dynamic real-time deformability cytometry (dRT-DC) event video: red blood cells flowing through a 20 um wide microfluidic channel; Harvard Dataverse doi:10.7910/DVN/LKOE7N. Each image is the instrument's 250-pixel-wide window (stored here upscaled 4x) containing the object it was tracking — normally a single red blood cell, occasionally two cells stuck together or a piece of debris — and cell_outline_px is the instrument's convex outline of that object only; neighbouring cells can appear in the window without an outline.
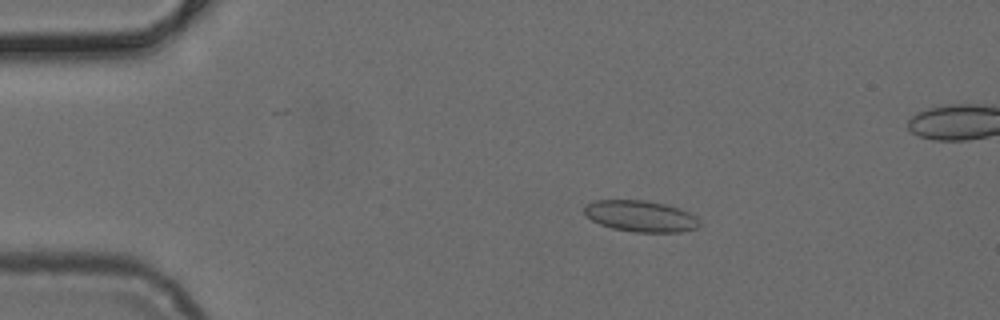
{"species": "common noctule bat (a hibernating species)", "species_latin": "Nyctalus noctula", "temperature_condition": "cold", "stored_images_in_passage": 52, "camera_frame_rate_fps": 3000, "um_per_image_px": 0.085, "animal": {"sex": "female", "body_mass_g": 24.6, "forearm_length_mm": 56.2}, "frame": {"image": 1, "passage_image": 10, "time_ms": 3.0, "image_size_px": [1000, 320], "cell_outline_px": [[700, 224], [696, 228], [680, 232], [632, 232], [612, 228], [600, 224], [592, 220], [584, 212], [584, 208], [588, 204], [596, 200], [644, 200], [664, 204], [688, 212], [696, 216]], "centroid_in_image_um": [54.45, 18.38], "position_along_channel_um": 30.6, "area_um2": 20.75}}
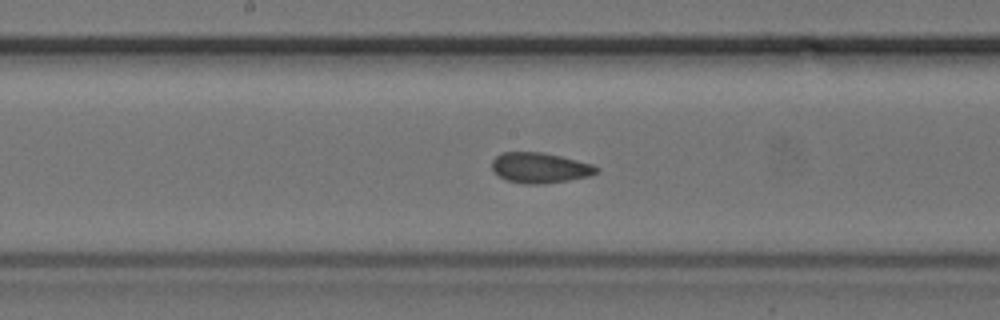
{"frame": {"image": 2, "passage_image": 27, "time_ms": 8.667, "image_size_px": [1000, 320], "cell_outline_px": [[600, 172], [588, 176], [568, 180], [544, 184], [524, 184], [504, 180], [492, 168], [492, 160], [500, 152], [544, 152], [592, 164], [600, 168]], "centroid_in_image_um": [45.89, 14.26], "position_along_channel_um": 202.3, "area_um2": 18.61}}
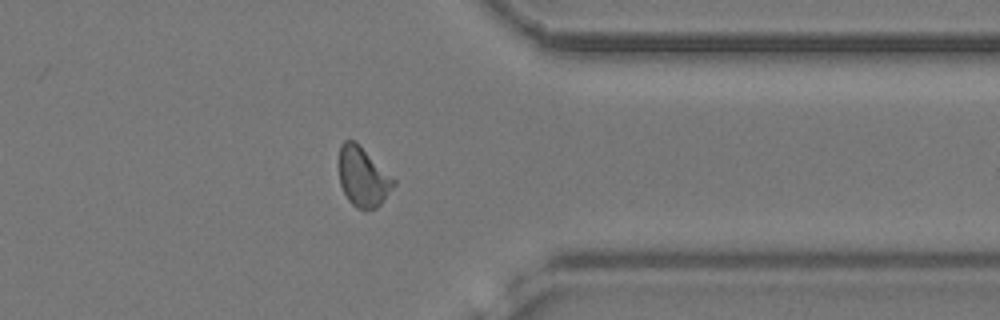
{"frame": {"image": 3, "passage_image": 41, "time_ms": 13.333, "image_size_px": [1000, 320], "cell_outline_px": [[396, 184], [380, 204], [376, 208], [356, 208], [348, 200], [340, 184], [340, 144], [344, 140], [356, 140], [396, 180]], "centroid_in_image_um": [30.86, 15.0], "position_along_channel_um": 380.5, "area_um2": 18.84}}